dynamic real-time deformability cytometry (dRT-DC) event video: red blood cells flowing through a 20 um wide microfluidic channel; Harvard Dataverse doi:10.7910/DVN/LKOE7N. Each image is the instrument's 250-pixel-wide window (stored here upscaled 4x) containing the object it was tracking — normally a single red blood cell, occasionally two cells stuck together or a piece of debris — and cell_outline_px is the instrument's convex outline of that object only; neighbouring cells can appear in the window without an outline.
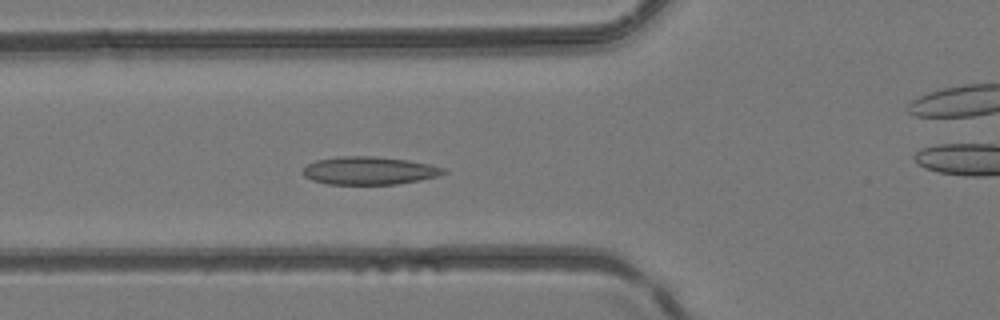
{"species": "common noctule bat (a hibernating species)", "species_latin": "Nyctalus noctula", "temperature_condition": "room temperature", "stored_images_in_passage": 33, "camera_frame_rate_fps": 3000, "um_per_image_px": 0.085, "animal": {"sex": "female", "body_mass_g": 24.6, "forearm_length_mm": 56.2}, "frame": {"image": 1, "passage_image": 10, "time_ms": 3.0, "image_size_px": [1000, 320], "cell_outline_px": [[448, 172], [436, 176], [420, 180], [396, 184], [328, 184], [312, 180], [304, 176], [304, 168], [308, 164], [316, 160], [340, 156], [376, 156], [408, 160], [428, 164], [444, 168]], "centroid_in_image_um": [31.38, 14.5], "position_along_channel_um": 94.4, "area_um2": 22.77}}
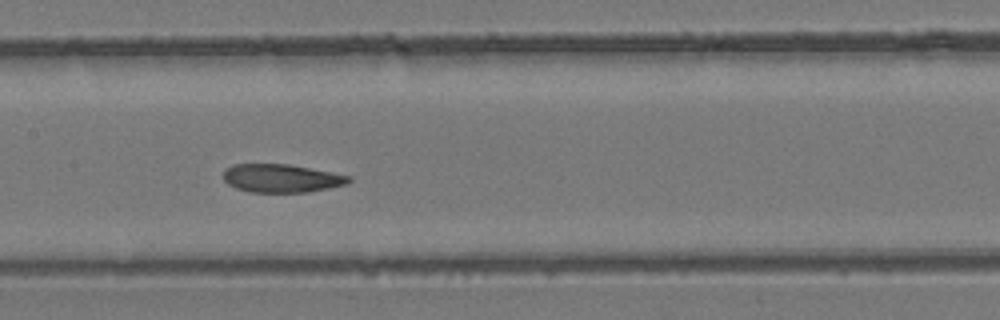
{"frame": {"image": 2, "passage_image": 16, "time_ms": 5.0, "image_size_px": [1000, 320], "cell_outline_px": [[352, 180], [348, 184], [308, 192], [252, 192], [236, 188], [228, 184], [224, 180], [224, 168], [232, 164], [288, 164], [352, 176]], "centroid_in_image_um": [23.93, 15.15], "position_along_channel_um": 183.5, "area_um2": 20.69}}
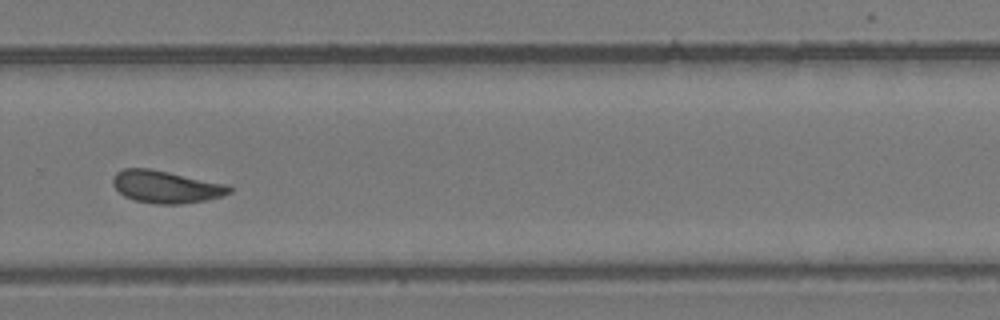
{"frame": {"image": 3, "passage_image": 25, "time_ms": 8.0, "image_size_px": [1000, 320], "cell_outline_px": [[232, 192], [224, 196], [204, 200], [180, 204], [156, 204], [136, 200], [124, 196], [112, 184], [112, 176], [116, 172], [124, 168], [148, 168], [228, 184], [232, 188]], "centroid_in_image_um": [14.11, 15.87], "position_along_channel_um": 315.7, "area_um2": 21.96}}